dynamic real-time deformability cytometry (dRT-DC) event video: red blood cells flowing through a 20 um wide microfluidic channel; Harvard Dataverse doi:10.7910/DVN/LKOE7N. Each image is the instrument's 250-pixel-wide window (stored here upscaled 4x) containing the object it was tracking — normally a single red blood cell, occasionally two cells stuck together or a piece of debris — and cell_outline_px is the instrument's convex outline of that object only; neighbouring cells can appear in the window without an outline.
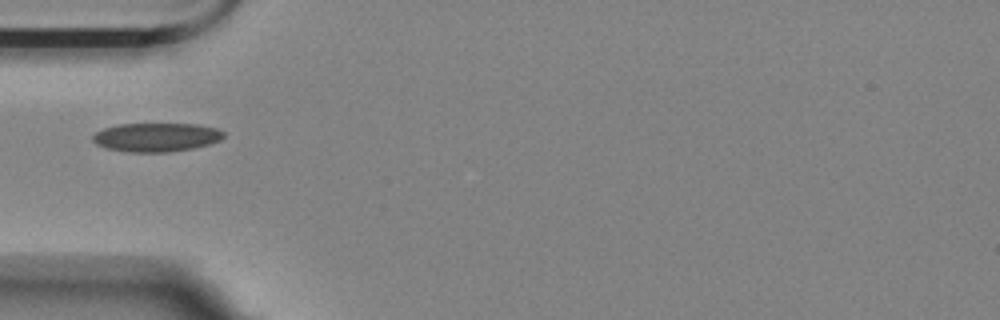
{"species": "Egyptian fruit bat (a non-hibernating species)", "species_latin": "Rousettus aegyptiacus", "temperature_condition": "room temperature", "stored_images_in_passage": 24, "camera_frame_rate_fps": 3000, "um_per_image_px": 0.085, "animal": {"sex": "female"}, "frame": {"image": 1, "passage_image": 1, "time_ms": 0.0, "image_size_px": [1000, 320], "cell_outline_px": [[224, 136], [220, 140], [208, 144], [192, 148], [168, 152], [128, 152], [108, 148], [96, 144], [92, 140], [92, 136], [96, 132], [104, 128], [120, 124], [196, 124], [216, 128], [224, 132]], "centroid_in_image_um": [13.28, 11.66], "position_along_channel_um": 71.7, "area_um2": 21.79}}
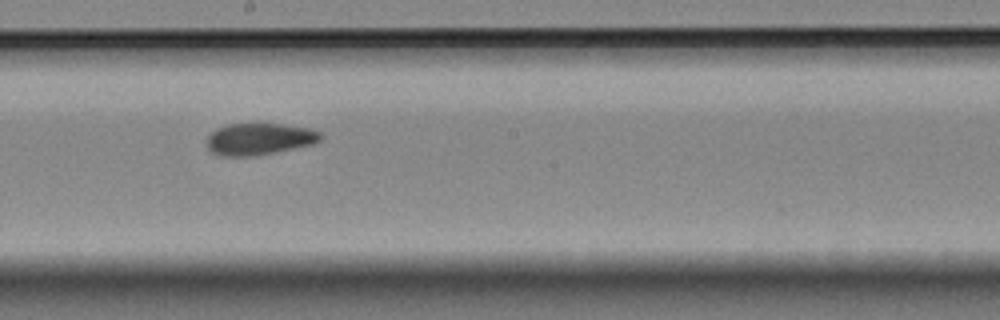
{"frame": {"image": 2, "passage_image": 14, "time_ms": 4.333, "image_size_px": [1000, 320], "cell_outline_px": [[324, 136], [320, 140], [312, 144], [252, 156], [224, 156], [212, 152], [208, 148], [208, 136], [216, 128], [228, 124], [256, 120], [284, 124], [308, 128], [320, 132]], "centroid_in_image_um": [22.03, 11.75], "position_along_channel_um": 226.2, "area_um2": 21.56}}
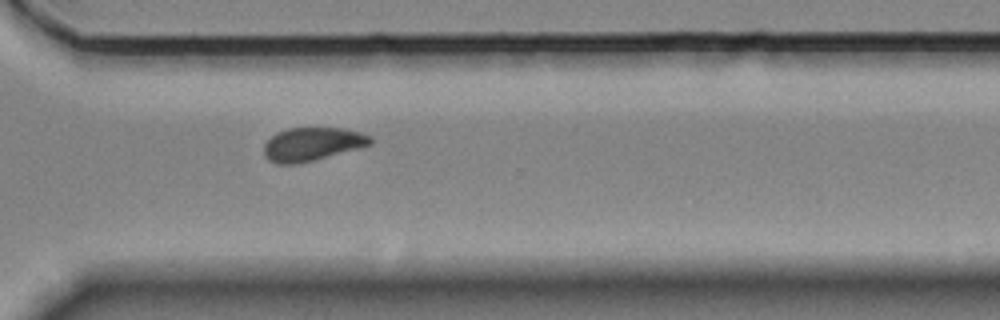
{"frame": {"image": 3, "passage_image": 24, "time_ms": 7.667, "image_size_px": [1000, 320], "cell_outline_px": [[372, 144], [360, 148], [316, 160], [296, 164], [276, 164], [268, 160], [264, 156], [264, 144], [276, 132], [288, 128], [340, 128], [360, 132], [372, 136]], "centroid_in_image_um": [26.53, 12.26], "position_along_channel_um": 344.1, "area_um2": 20.92}}